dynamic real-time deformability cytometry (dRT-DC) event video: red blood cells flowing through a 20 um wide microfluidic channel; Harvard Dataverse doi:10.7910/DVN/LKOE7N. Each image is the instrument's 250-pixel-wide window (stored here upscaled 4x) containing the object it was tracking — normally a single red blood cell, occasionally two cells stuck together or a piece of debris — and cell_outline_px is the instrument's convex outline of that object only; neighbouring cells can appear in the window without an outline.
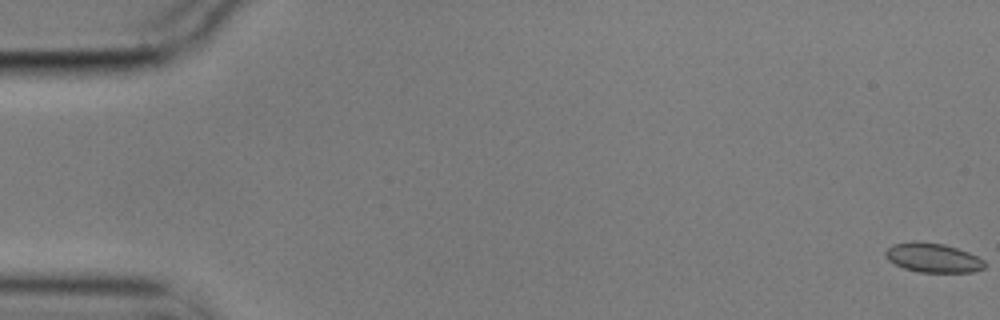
{"species": "common noctule bat (a hibernating species)", "species_latin": "Nyctalus noctula", "temperature_condition": "cold", "stored_images_in_passage": 18, "camera_frame_rate_fps": 3000, "um_per_image_px": 0.085, "animal": {"sex": "male", "body_mass_g": 17.9}, "frame": {"image": 1, "passage_image": 1, "time_ms": 0.0, "image_size_px": [1000, 320], "cell_outline_px": [[984, 268], [972, 272], [920, 272], [904, 268], [888, 260], [884, 256], [884, 252], [892, 244], [912, 240], [944, 244], [968, 252], [984, 260]], "centroid_in_image_um": [79.26, 21.89], "position_along_channel_um": 5.7, "area_um2": 16.94}}
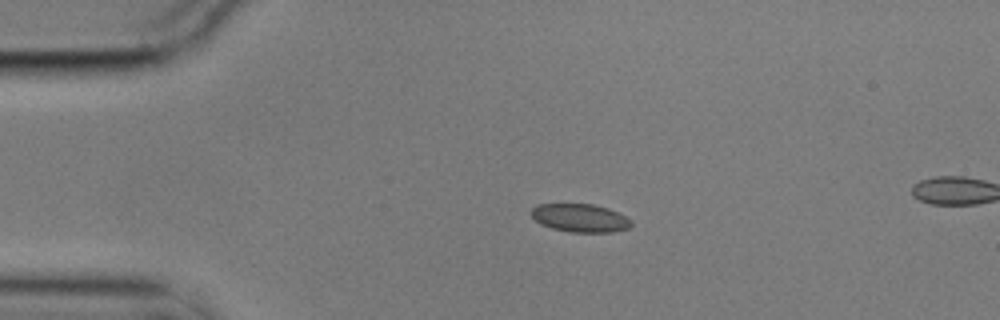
{"frame": {"image": 2, "passage_image": 13, "time_ms": 4.0, "image_size_px": [1000, 320], "cell_outline_px": [[632, 224], [628, 228], [612, 232], [568, 232], [552, 228], [540, 224], [532, 216], [532, 208], [536, 204], [592, 204], [608, 208], [632, 220]], "centroid_in_image_um": [49.3, 18.53], "position_along_channel_um": 35.7, "area_um2": 16.36}}